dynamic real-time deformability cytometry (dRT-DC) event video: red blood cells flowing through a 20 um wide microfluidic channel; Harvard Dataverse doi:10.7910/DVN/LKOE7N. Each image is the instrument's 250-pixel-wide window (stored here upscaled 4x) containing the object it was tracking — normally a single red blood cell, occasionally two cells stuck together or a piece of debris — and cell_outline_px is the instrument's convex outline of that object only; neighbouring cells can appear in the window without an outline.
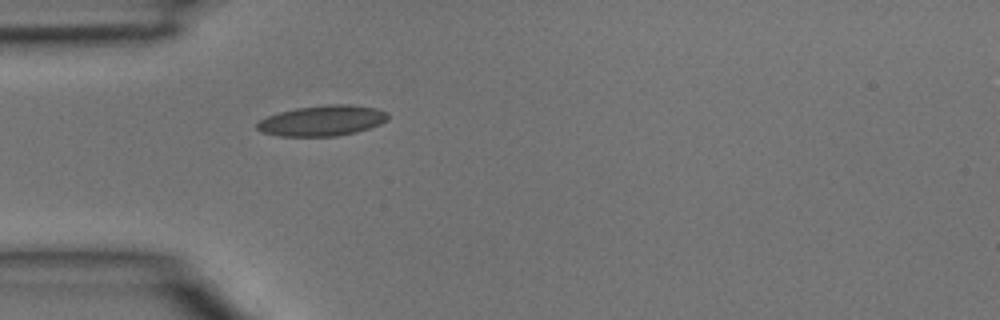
{"species": "common noctule bat (a hibernating species)", "species_latin": "Nyctalus noctula", "temperature_condition": "room temperature", "stored_images_in_passage": 1, "camera_frame_rate_fps": 3000, "um_per_image_px": 0.085, "animal": {"sex": "male", "body_mass_g": 15.6}, "frame": {"image": 1, "passage_image": 1, "time_ms": 0.0, "image_size_px": [1000, 320], "cell_outline_px": [[388, 120], [380, 124], [356, 132], [336, 136], [280, 136], [264, 132], [256, 128], [256, 124], [260, 120], [268, 116], [280, 112], [296, 108], [328, 104], [348, 104], [376, 108], [388, 112]], "centroid_in_image_um": [27.42, 10.25], "position_along_channel_um": 57.6, "area_um2": 23.18}}